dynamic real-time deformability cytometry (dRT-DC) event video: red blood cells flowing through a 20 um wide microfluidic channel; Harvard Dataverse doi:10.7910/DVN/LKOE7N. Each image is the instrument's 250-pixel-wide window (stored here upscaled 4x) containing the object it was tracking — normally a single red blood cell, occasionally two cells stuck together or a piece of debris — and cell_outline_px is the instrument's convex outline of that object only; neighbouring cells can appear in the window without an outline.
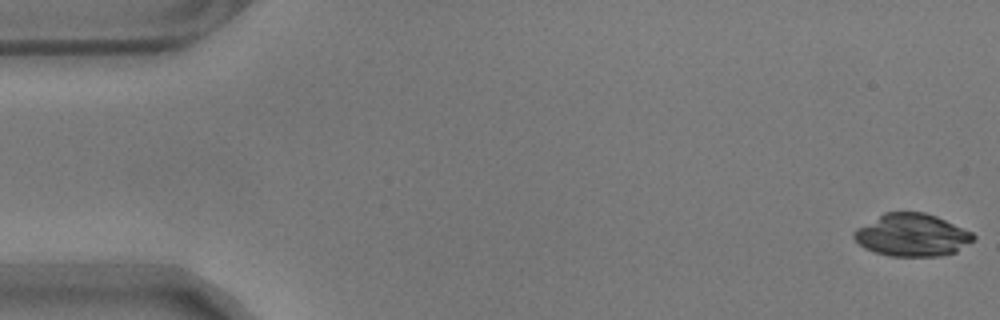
{"species": "common noctule bat (a hibernating species)", "species_latin": "Nyctalus noctula", "temperature_condition": "warm", "stored_images_in_passage": 12, "camera_frame_rate_fps": 3000, "um_per_image_px": 0.085, "animal": {"sex": "male", "body_mass_g": 17.9}, "frame": {"image": 1, "passage_image": 1, "time_ms": 0.0, "image_size_px": [1000, 320], "cell_outline_px": [[976, 236], [972, 240], [956, 252], [936, 256], [892, 256], [876, 252], [864, 248], [852, 236], [852, 232], [856, 228], [884, 212], [924, 212], [936, 216], [972, 232]], "centroid_in_image_um": [77.49, 19.97], "position_along_channel_um": 7.5, "area_um2": 29.42}}